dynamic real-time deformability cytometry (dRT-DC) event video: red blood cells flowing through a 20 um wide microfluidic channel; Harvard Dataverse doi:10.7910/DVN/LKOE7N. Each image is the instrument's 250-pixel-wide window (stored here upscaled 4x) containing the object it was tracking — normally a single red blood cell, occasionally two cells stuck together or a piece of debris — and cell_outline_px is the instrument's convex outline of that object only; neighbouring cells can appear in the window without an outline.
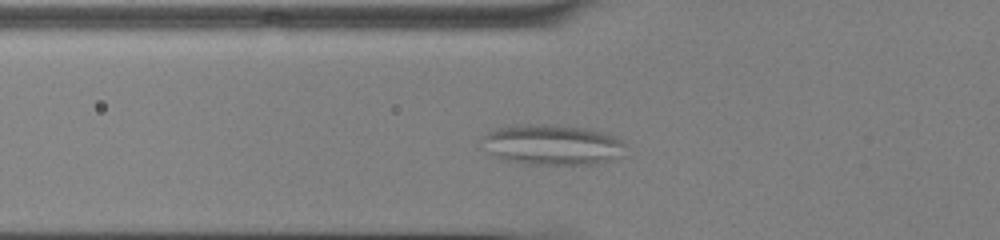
{"species": "common noctule bat (a hibernating species)", "species_latin": "Nyctalus noctula", "temperature_condition": "cold", "stored_images_in_passage": 37, "camera_frame_rate_fps": 3000, "um_per_image_px": 0.085, "animal": {"sex": "male", "body_mass_g": 13.0, "forearm_length_mm": 53.1}, "frame": {"image": 1, "passage_image": 2, "time_ms": 0.333, "image_size_px": [1000, 240], "cell_outline_px": [[624, 144], [620, 156], [608, 160], [592, 164], [532, 164], [504, 160], [492, 156], [488, 152], [480, 140], [480, 136], [488, 132], [500, 128], [516, 124], [556, 124], [588, 128], [604, 132], [616, 136], [624, 140]], "centroid_in_image_um": [46.9, 12.28], "position_along_channel_um": 78.9, "area_um2": 34.04}}
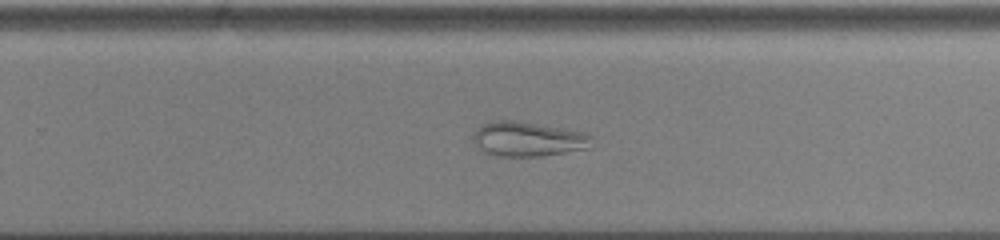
{"frame": {"image": 2, "passage_image": 18, "time_ms": 5.667, "image_size_px": [1000, 240], "cell_outline_px": [[592, 136], [588, 148], [540, 156], [496, 156], [480, 148], [472, 140], [472, 132], [480, 124], [492, 120], [512, 120], [588, 132]], "centroid_in_image_um": [44.84, 11.8], "position_along_channel_um": 285.0, "area_um2": 23.93}}
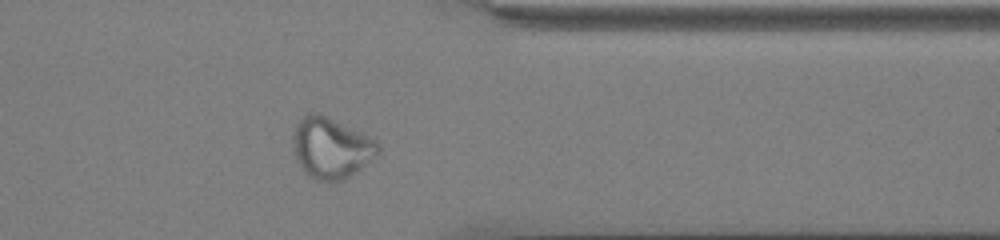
{"frame": {"image": 3, "passage_image": 26, "time_ms": 8.333, "image_size_px": [1000, 240], "cell_outline_px": [[380, 152], [376, 156], [344, 180], [320, 180], [308, 176], [304, 172], [296, 156], [292, 140], [292, 132], [296, 124], [308, 112], [316, 112], [372, 136], [380, 144]], "centroid_in_image_um": [28.16, 12.54], "position_along_channel_um": 383.2, "area_um2": 30.06}, "authors_computed_cell_mechanics": {"area_um2": 28.2064, "velocity_mm_per_s": 3.8668, "shape_relaxation_time_tau1_ms": null, "shape_relaxation_time_tau2_ms": 1.0256, "deformation_change_tau1": null, "deformation_change_tau2": 0.0727}}